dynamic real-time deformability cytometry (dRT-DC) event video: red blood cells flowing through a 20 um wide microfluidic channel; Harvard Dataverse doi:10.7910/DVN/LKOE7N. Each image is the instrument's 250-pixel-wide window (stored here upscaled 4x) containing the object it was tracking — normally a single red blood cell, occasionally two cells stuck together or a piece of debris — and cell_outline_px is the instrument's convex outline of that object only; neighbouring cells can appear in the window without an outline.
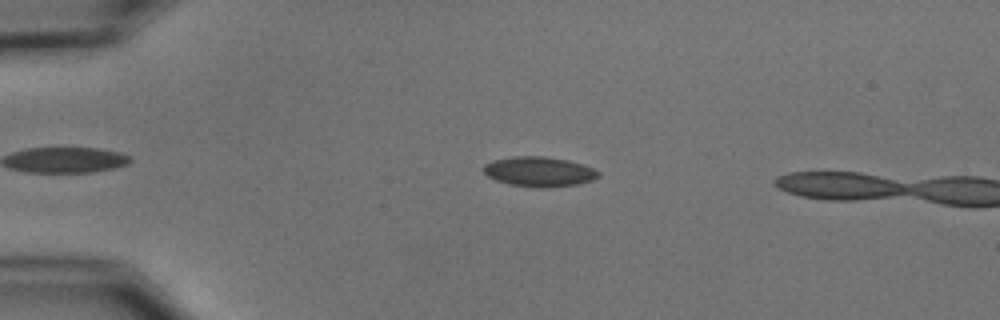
{"species": "common noctule bat (a hibernating species)", "species_latin": "Nyctalus noctula", "temperature_condition": "cold", "stored_images_in_passage": 4, "camera_frame_rate_fps": 3000, "um_per_image_px": 0.085, "animal": {"sex": "male", "body_mass_g": 15.6}, "frame": {"image": 1, "passage_image": 3, "time_ms": 3.0, "image_size_px": [1000, 320], "cell_outline_px": [[600, 176], [592, 180], [576, 184], [508, 184], [496, 180], [488, 176], [480, 168], [484, 164], [492, 160], [512, 156], [544, 156], [568, 160], [592, 168], [600, 172]], "centroid_in_image_um": [45.76, 14.52], "position_along_channel_um": 39.2, "area_um2": 19.02}}